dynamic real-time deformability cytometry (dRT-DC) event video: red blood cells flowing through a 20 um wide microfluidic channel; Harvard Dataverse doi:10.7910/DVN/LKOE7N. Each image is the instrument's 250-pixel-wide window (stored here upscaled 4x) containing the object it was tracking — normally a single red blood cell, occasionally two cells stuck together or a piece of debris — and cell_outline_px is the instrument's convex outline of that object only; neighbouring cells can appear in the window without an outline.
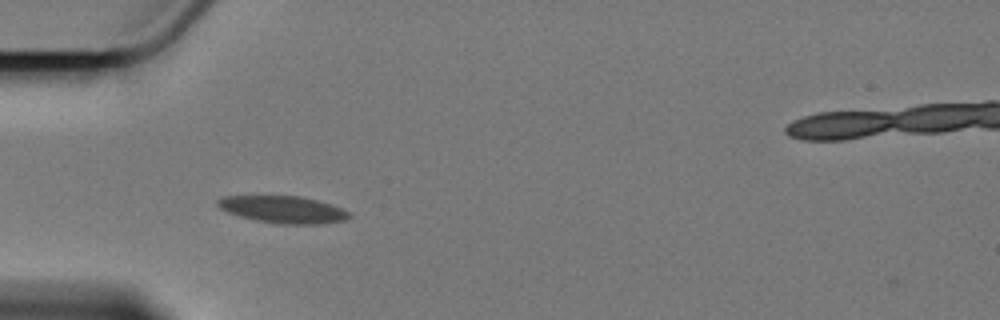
{"species": "Egyptian fruit bat (a non-hibernating species)", "species_latin": "Rousettus aegyptiacus", "temperature_condition": "cold", "stored_images_in_passage": 4, "camera_frame_rate_fps": 3000, "um_per_image_px": 0.085, "animal": {"sex": "female"}, "frame": {"image": 1, "passage_image": 4, "time_ms": 3.667, "image_size_px": [1000, 320], "cell_outline_px": [[352, 216], [344, 220], [320, 224], [280, 224], [256, 220], [240, 216], [228, 212], [220, 208], [216, 204], [216, 200], [224, 196], [300, 196], [332, 204], [352, 212]], "centroid_in_image_um": [24.1, 17.81], "position_along_channel_um": 60.9, "area_um2": 20.81}}